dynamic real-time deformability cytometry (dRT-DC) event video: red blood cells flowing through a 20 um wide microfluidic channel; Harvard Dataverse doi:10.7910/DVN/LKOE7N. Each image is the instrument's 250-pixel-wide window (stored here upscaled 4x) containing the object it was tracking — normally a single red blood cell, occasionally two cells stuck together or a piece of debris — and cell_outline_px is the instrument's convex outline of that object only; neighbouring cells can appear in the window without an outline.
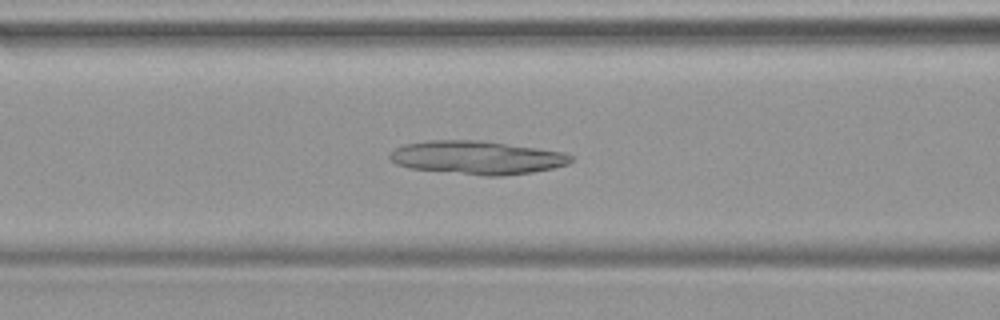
{"species": "common noctule bat (a hibernating species)", "species_latin": "Nyctalus noctula", "temperature_condition": "warm", "stored_images_in_passage": 48, "camera_frame_rate_fps": 3000, "um_per_image_px": 0.085, "animal": {"sex": "female", "body_mass_g": 19.9}, "frame": {"image": 1, "passage_image": 20, "time_ms": 6.333, "image_size_px": [1000, 320], "cell_outline_px": [[572, 160], [568, 164], [552, 168], [532, 172], [504, 176], [484, 176], [408, 168], [396, 164], [388, 156], [388, 152], [404, 144], [428, 140], [480, 140], [564, 152], [572, 156]], "centroid_in_image_um": [40.51, 13.39], "position_along_channel_um": 126.1, "area_um2": 35.32}}
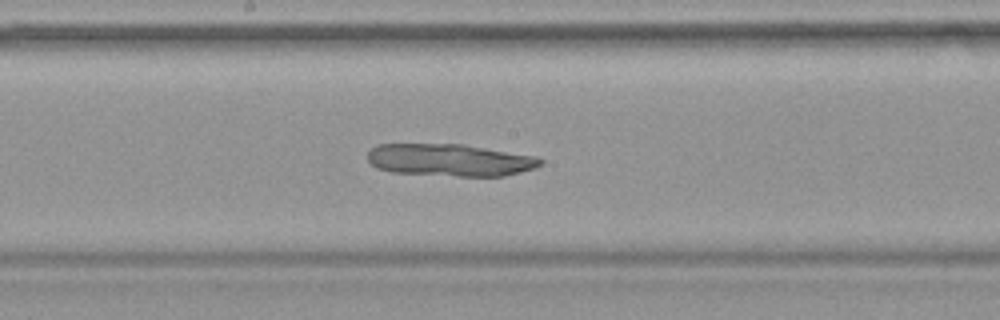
{"frame": {"image": 2, "passage_image": 26, "time_ms": 8.333, "image_size_px": [1000, 320], "cell_outline_px": [[544, 164], [536, 168], [504, 176], [456, 176], [392, 172], [376, 168], [368, 160], [368, 152], [376, 144], [464, 144], [536, 156], [544, 160]], "centroid_in_image_um": [38.27, 13.6], "position_along_channel_um": 209.9, "area_um2": 32.71}}
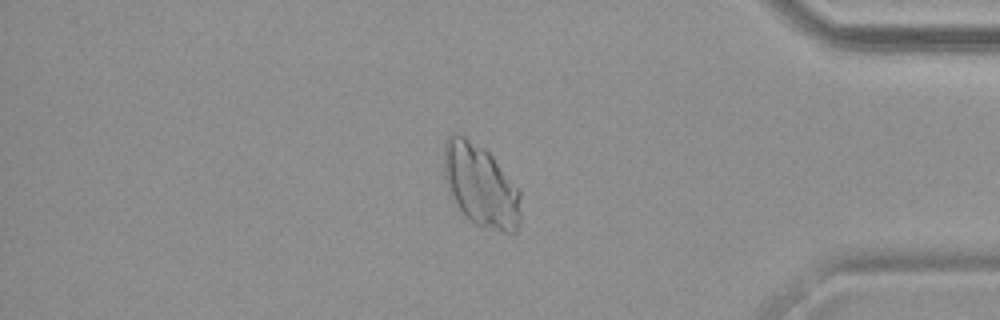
{"frame": {"image": 3, "passage_image": 41, "time_ms": 13.333, "image_size_px": [1000, 320], "cell_outline_px": [[520, 220], [516, 232], [512, 236], [476, 224], [468, 220], [460, 212], [448, 188], [444, 176], [444, 144], [448, 136], [452, 132], [460, 132], [484, 148], [492, 156], [520, 192]], "centroid_in_image_um": [40.84, 15.78], "position_along_channel_um": 394.4, "area_um2": 37.22}}